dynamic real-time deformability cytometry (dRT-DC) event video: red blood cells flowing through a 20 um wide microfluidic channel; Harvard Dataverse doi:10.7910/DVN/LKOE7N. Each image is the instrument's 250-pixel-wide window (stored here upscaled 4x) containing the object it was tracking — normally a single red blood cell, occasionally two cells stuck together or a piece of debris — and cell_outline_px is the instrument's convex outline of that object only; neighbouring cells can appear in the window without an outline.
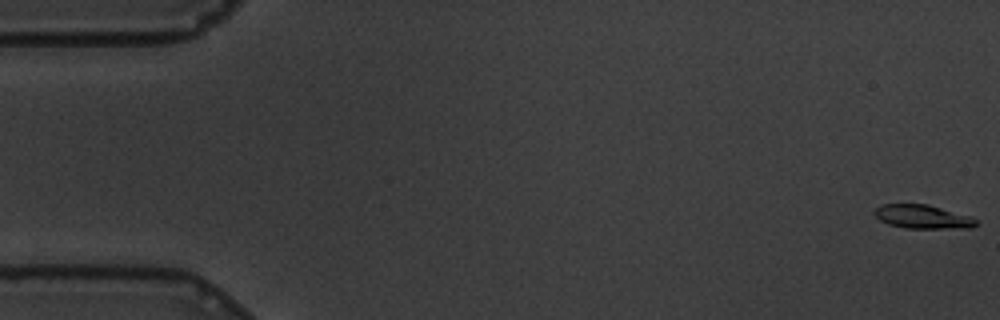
{"species": "common noctule bat (a hibernating species)", "species_latin": "Nyctalus noctula", "temperature_condition": "warm", "stored_images_in_passage": 58, "camera_frame_rate_fps": 3000, "um_per_image_px": 0.085, "animal": {"sex": "male", "body_mass_g": 19.5, "forearm_length_mm": 54.6}, "frame": {"image": 1, "passage_image": 1, "time_ms": 0.0, "image_size_px": [1000, 320], "cell_outline_px": [[980, 224], [972, 228], [904, 228], [888, 224], [880, 220], [872, 212], [880, 204], [928, 204], [972, 216]], "centroid_in_image_um": [78.45, 18.42], "position_along_channel_um": 6.5, "area_um2": 14.28}}
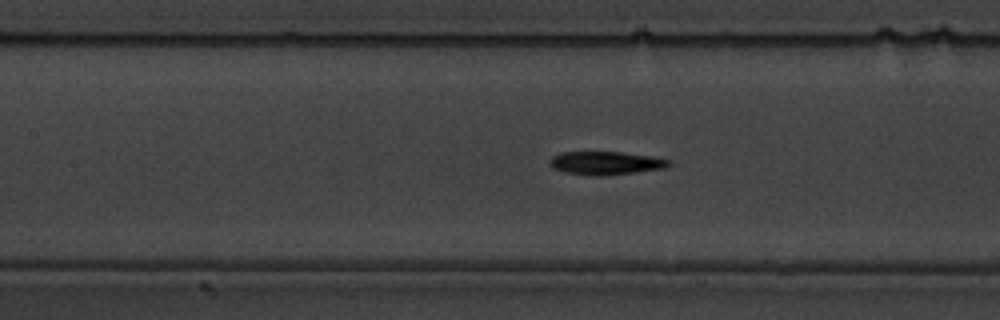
{"frame": {"image": 2, "passage_image": 26, "time_ms": 8.333, "image_size_px": [1000, 320], "cell_outline_px": [[672, 164], [664, 168], [636, 172], [564, 172], [548, 164], [548, 160], [552, 156], [560, 152], [620, 152], [652, 156], [672, 160]], "centroid_in_image_um": [51.54, 13.79], "position_along_channel_um": 155.9, "area_um2": 15.09}}
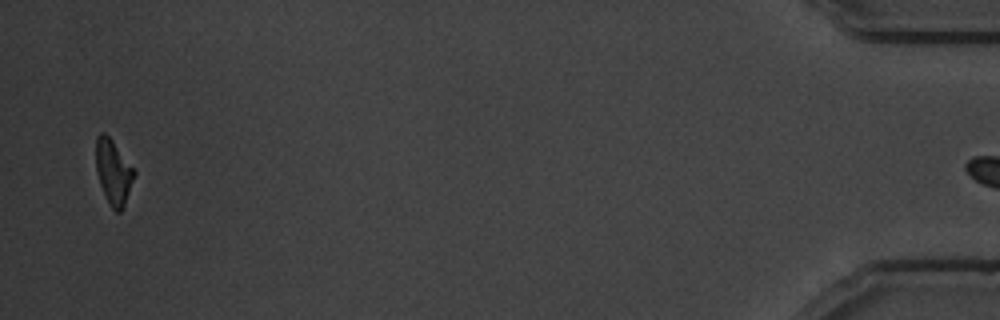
{"frame": {"image": 3, "passage_image": 57, "time_ms": 18.667, "image_size_px": [1000, 320], "cell_outline_px": [[136, 172], [124, 204], [120, 212], [116, 212], [112, 208], [100, 184], [96, 172], [96, 136], [100, 132], [104, 132], [112, 140]], "centroid_in_image_um": [9.61, 14.58], "position_along_channel_um": 425.6, "area_um2": 14.05}}